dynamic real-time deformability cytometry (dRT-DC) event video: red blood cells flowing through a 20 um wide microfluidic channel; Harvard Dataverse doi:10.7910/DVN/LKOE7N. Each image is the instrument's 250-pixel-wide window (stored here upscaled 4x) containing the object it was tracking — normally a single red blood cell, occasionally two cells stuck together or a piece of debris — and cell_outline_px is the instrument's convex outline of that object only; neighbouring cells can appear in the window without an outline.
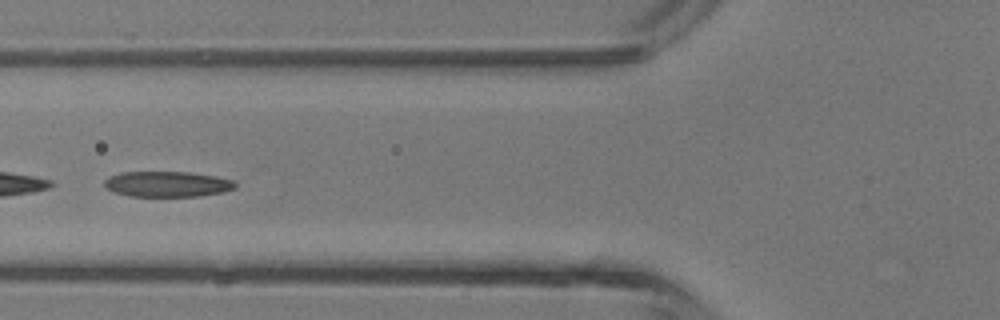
{"species": "common noctule bat (a hibernating species)", "species_latin": "Nyctalus noctula", "temperature_condition": "room temperature", "stored_images_in_passage": 5, "camera_frame_rate_fps": 3000, "um_per_image_px": 0.085, "animal": {"sex": "male", "body_mass_g": 13.3}, "frame": {"image": 1, "passage_image": 5, "time_ms": 4.667, "image_size_px": [1000, 320], "cell_outline_px": [[236, 188], [224, 192], [200, 196], [128, 196], [104, 188], [104, 180], [108, 176], [120, 172], [188, 172], [216, 176], [232, 180], [236, 184]], "centroid_in_image_um": [14.2, 15.64], "position_along_channel_um": 111.6, "area_um2": 19.59}}